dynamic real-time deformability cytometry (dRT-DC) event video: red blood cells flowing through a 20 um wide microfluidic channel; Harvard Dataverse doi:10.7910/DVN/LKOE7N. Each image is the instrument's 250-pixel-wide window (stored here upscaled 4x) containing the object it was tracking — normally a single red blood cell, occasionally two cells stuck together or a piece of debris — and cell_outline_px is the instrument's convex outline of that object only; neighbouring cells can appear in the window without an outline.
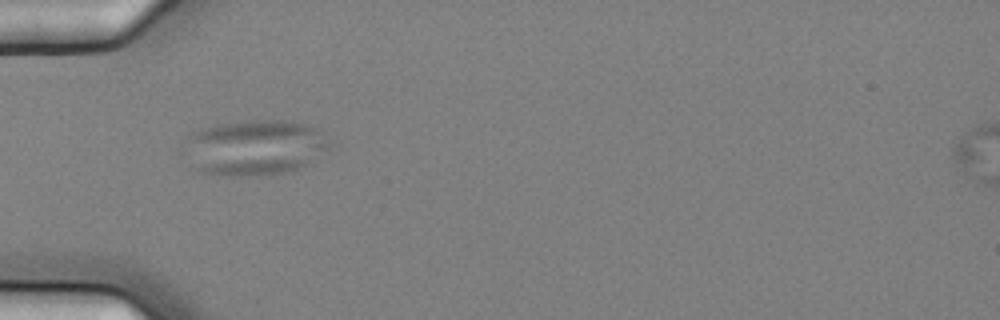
{"species": "common noctule bat (a hibernating species)", "species_latin": "Nyctalus noctula", "temperature_condition": "cold", "stored_images_in_passage": 2, "camera_frame_rate_fps": 3000, "um_per_image_px": 0.085, "animal": {"sex": "female", "body_mass_g": 25.1}, "frame": {"image": 1, "passage_image": 1, "time_ms": 0.0, "image_size_px": [1000, 320], "cell_outline_px": [[332, 144], [328, 148], [304, 164], [296, 168], [280, 172], [248, 176], [232, 176], [196, 172], [192, 168], [188, 144], [188, 136], [192, 132], [200, 128], [216, 124], [252, 120], [280, 120], [308, 124], [316, 128]], "centroid_in_image_um": [21.61, 12.52], "position_along_channel_um": 63.4, "area_um2": 46.12}}
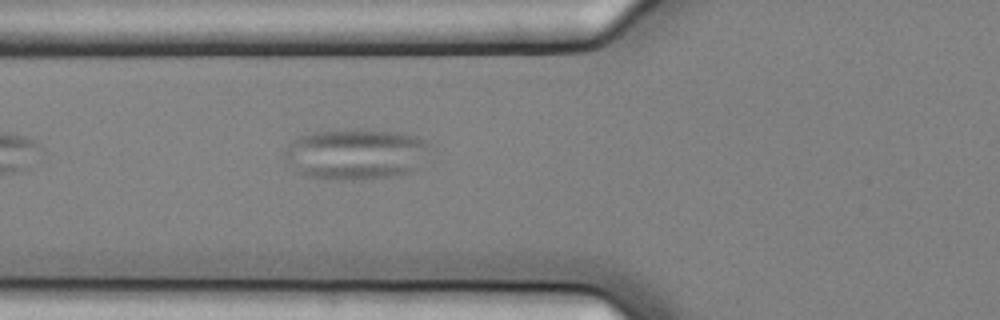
{"frame": {"image": 2, "passage_image": 2, "time_ms": 0.333, "image_size_px": [1000, 320], "cell_outline_px": [[432, 144], [412, 172], [392, 176], [360, 180], [328, 180], [308, 176], [300, 172], [280, 156], [288, 144], [292, 140], [300, 136], [316, 132], [360, 128], [396, 132], [416, 136]], "centroid_in_image_um": [30.19, 13.09], "position_along_channel_um": 95.6, "area_um2": 43.29}}